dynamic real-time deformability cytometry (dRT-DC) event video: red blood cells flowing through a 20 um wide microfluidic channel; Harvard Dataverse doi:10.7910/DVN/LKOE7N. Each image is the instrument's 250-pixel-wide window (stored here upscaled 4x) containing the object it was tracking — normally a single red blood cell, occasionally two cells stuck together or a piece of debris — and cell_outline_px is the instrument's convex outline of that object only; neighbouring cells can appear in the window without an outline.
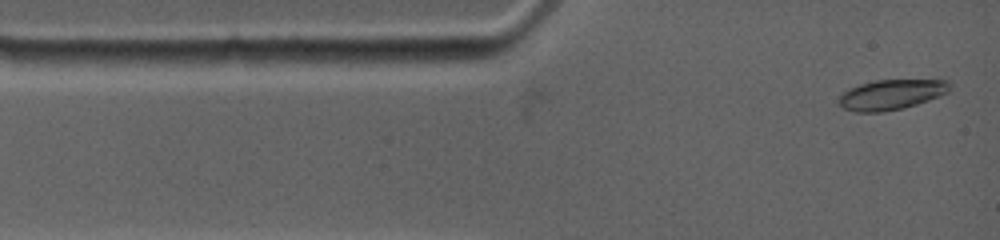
{"species": "common noctule bat (a hibernating species)", "species_latin": "Nyctalus noctula", "temperature_condition": "warm", "stored_images_in_passage": 6, "camera_frame_rate_fps": 4500, "um_per_image_px": 0.085, "animal": {"sex": "female", "body_mass_g": 19.0, "forearm_length_mm": 53.3}, "frame": {"image": 1, "passage_image": 1, "time_ms": 0.0, "image_size_px": [1000, 240], "cell_outline_px": [[948, 92], [928, 100], [904, 108], [884, 112], [856, 112], [844, 108], [836, 100], [848, 88], [860, 84], [876, 80], [948, 80]], "centroid_in_image_um": [75.71, 8.05], "position_along_channel_um": 9.3, "area_um2": 19.31}}
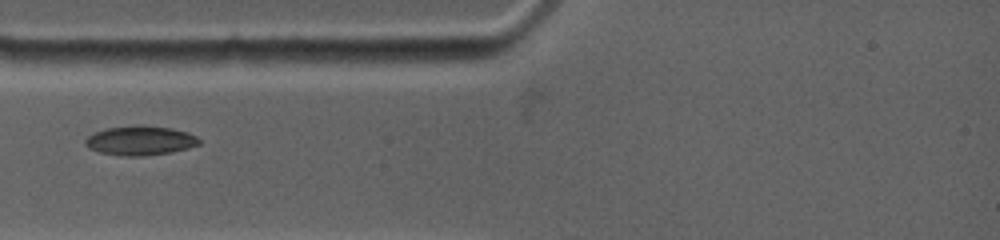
{"frame": {"image": 2, "passage_image": 4, "time_ms": 2.667, "image_size_px": [1000, 240], "cell_outline_px": [[200, 144], [188, 148], [172, 152], [140, 156], [128, 156], [100, 152], [88, 148], [84, 144], [84, 140], [92, 132], [104, 128], [136, 124], [140, 124], [172, 128], [188, 132], [196, 136], [200, 140]], "centroid_in_image_um": [11.9, 11.92], "position_along_channel_um": 73.1, "area_um2": 19.77}}
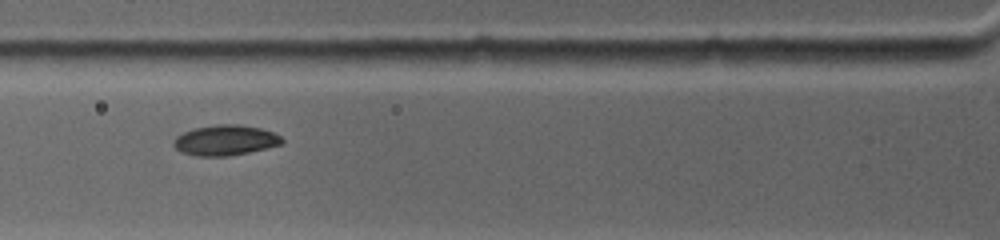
{"frame": {"image": 3, "passage_image": 5, "time_ms": 3.556, "image_size_px": [1000, 240], "cell_outline_px": [[284, 144], [248, 152], [228, 156], [196, 156], [180, 152], [172, 144], [172, 140], [176, 136], [192, 128], [216, 124], [240, 124], [260, 128], [272, 132], [280, 136], [284, 140]], "centroid_in_image_um": [19.12, 11.91], "position_along_channel_um": 106.7, "area_um2": 19.36}}